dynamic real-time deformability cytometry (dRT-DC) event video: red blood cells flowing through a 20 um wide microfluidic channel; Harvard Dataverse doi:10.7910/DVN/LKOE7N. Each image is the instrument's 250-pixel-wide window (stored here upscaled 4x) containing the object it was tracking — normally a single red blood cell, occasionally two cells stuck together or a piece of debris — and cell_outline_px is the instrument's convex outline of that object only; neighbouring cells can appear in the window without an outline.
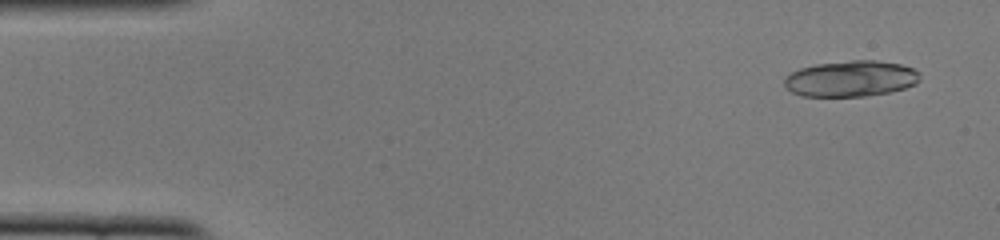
{"species": "common noctule bat (a hibernating species)", "species_latin": "Nyctalus noctula", "temperature_condition": "cold", "stored_images_in_passage": 50, "segment_of_instrument_passage": [1, 2], "camera_frame_rate_fps": 3000, "um_per_image_px": 0.085, "animal": {"sex": "female", "body_mass_g": 22.0, "forearm_length_mm": 56.7}, "frame": {"image": 1, "passage_image": 3, "time_ms": 0.667, "image_size_px": [1000, 240], "cell_outline_px": [[920, 80], [916, 84], [904, 88], [888, 92], [864, 96], [800, 96], [784, 88], [784, 76], [800, 68], [816, 64], [852, 60], [876, 60], [900, 64], [912, 68], [920, 72]], "centroid_in_image_um": [72.3, 6.68], "position_along_channel_um": 12.7, "area_um2": 28.55}}